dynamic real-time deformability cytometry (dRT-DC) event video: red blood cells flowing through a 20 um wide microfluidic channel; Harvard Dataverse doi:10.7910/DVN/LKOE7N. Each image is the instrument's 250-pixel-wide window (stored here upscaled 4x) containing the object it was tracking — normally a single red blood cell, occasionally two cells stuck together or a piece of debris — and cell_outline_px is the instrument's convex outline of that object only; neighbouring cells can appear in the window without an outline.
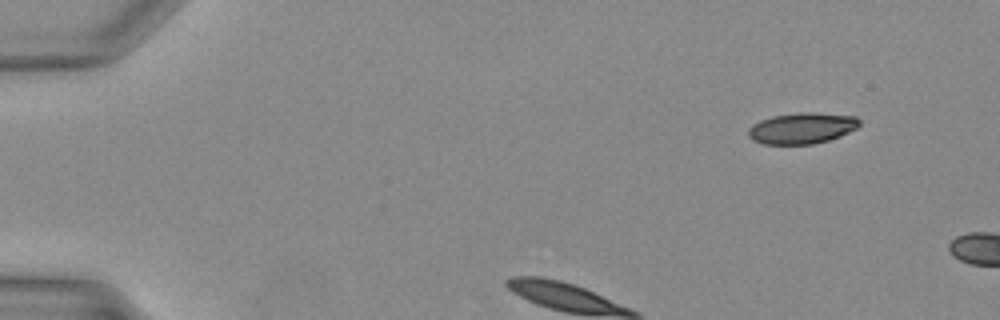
{"species": "Egyptian fruit bat (a non-hibernating species)", "species_latin": "Rousettus aegyptiacus", "temperature_condition": "warm", "stored_images_in_passage": 5, "camera_frame_rate_fps": 3000, "um_per_image_px": 0.085, "animal": {"sex": "female"}, "frame": {"image": 1, "passage_image": 1, "time_ms": 0.0, "image_size_px": [1000, 320], "cell_outline_px": [[860, 124], [856, 128], [840, 136], [828, 140], [812, 144], [764, 144], [752, 140], [748, 136], [748, 128], [752, 124], [760, 120], [772, 116], [800, 112], [816, 112], [856, 116], [860, 120]], "centroid_in_image_um": [68.15, 10.89], "position_along_channel_um": 16.9, "area_um2": 20.23}}